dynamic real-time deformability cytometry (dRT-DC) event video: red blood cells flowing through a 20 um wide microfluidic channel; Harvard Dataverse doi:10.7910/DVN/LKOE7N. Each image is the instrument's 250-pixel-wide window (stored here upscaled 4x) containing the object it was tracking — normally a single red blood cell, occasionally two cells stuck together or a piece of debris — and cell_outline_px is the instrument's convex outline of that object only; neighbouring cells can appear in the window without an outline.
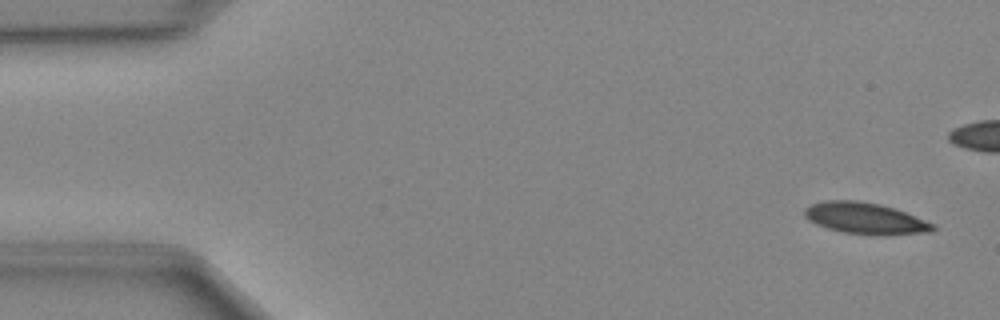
{"species": "Egyptian fruit bat (a non-hibernating species)", "species_latin": "Rousettus aegyptiacus", "temperature_condition": "cold", "stored_images_in_passage": 39, "camera_frame_rate_fps": 3000, "um_per_image_px": 0.085, "animal": {"sex": "female"}, "frame": {"image": 1, "passage_image": 2, "time_ms": 0.333, "image_size_px": [1000, 320], "cell_outline_px": [[936, 228], [932, 232], [880, 236], [844, 232], [828, 228], [816, 224], [808, 220], [804, 216], [804, 208], [812, 204], [824, 200], [856, 200], [880, 204], [904, 212], [936, 224]], "centroid_in_image_um": [73.56, 18.57], "position_along_channel_um": 11.4, "area_um2": 23.58}}
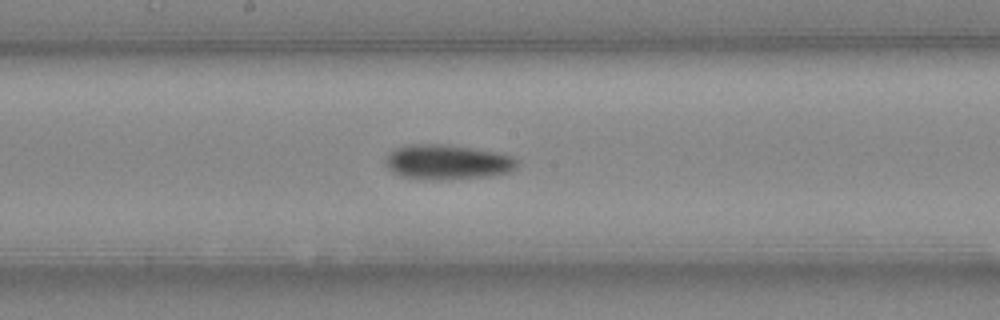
{"frame": {"image": 2, "passage_image": 25, "time_ms": 8.0, "image_size_px": [1000, 320], "cell_outline_px": [[520, 160], [516, 168], [508, 172], [488, 176], [436, 180], [420, 180], [404, 176], [392, 172], [384, 164], [384, 160], [388, 152], [396, 148], [408, 144], [448, 144], [496, 152], [512, 156]], "centroid_in_image_um": [37.99, 13.77], "position_along_channel_um": 210.2, "area_um2": 27.05}}
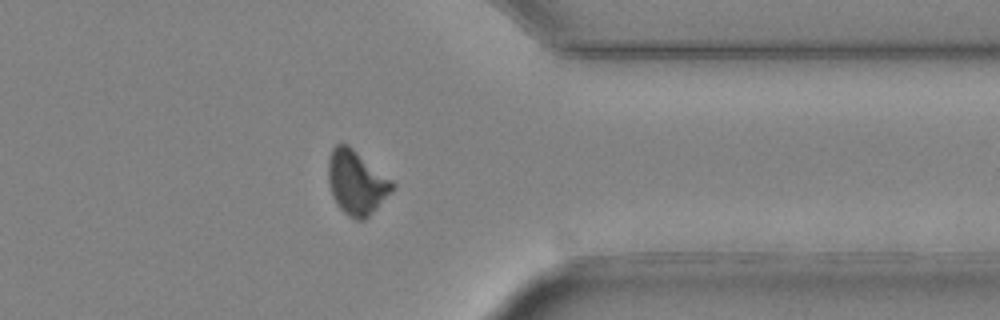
{"frame": {"image": 3, "passage_image": 38, "time_ms": 12.333, "image_size_px": [1000, 320], "cell_outline_px": [[396, 184], [392, 192], [364, 220], [356, 220], [348, 216], [340, 208], [332, 196], [328, 180], [328, 160], [332, 148], [336, 144], [348, 144], [392, 180]], "centroid_in_image_um": [30.3, 15.51], "position_along_channel_um": 381.1, "area_um2": 23.87}}